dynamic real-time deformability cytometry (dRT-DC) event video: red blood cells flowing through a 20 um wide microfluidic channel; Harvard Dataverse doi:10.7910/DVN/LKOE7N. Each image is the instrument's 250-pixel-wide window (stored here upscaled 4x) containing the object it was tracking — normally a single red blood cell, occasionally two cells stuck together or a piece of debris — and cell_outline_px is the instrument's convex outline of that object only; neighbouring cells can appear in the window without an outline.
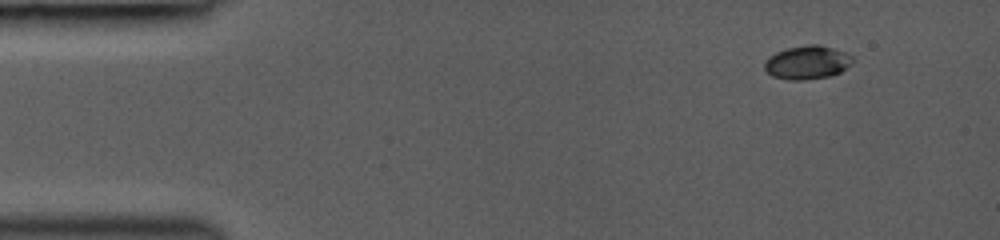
{"species": "common noctule bat (a hibernating species)", "species_latin": "Nyctalus noctula", "temperature_condition": "room temperature", "stored_images_in_passage": 11, "camera_frame_rate_fps": 3000, "um_per_image_px": 0.085, "animal": {"sex": "female", "body_mass_g": 19.0, "forearm_length_mm": 53.3}, "frame": {"image": 1, "passage_image": 2, "time_ms": 0.333, "image_size_px": [1000, 240], "cell_outline_px": [[852, 64], [840, 72], [828, 76], [804, 80], [788, 80], [772, 76], [764, 68], [764, 60], [768, 56], [776, 52], [788, 48], [808, 44], [820, 44], [848, 52], [852, 56]], "centroid_in_image_um": [68.61, 5.29], "position_along_channel_um": 16.4, "area_um2": 17.4}}
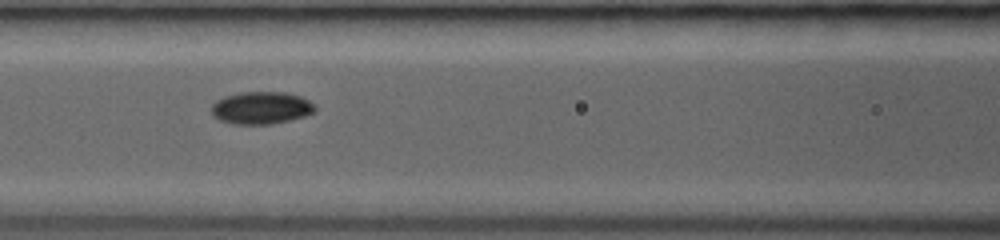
{"frame": {"image": 2, "passage_image": 7, "time_ms": 2.0, "image_size_px": [1000, 240], "cell_outline_px": [[316, 112], [304, 116], [272, 124], [232, 124], [220, 120], [212, 116], [212, 104], [216, 100], [224, 96], [240, 92], [284, 92], [300, 96], [308, 100], [316, 108]], "centroid_in_image_um": [22.18, 9.17], "position_along_channel_um": 144.4, "area_um2": 19.59}}
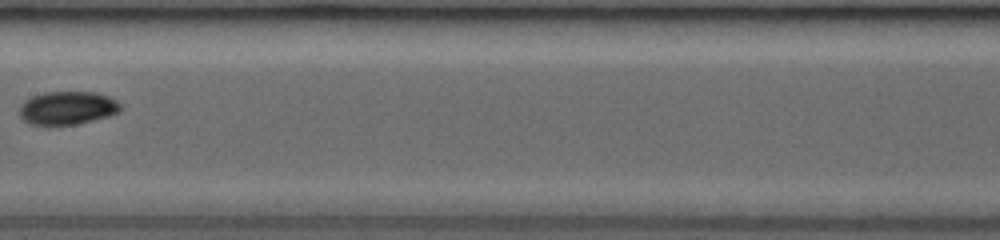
{"frame": {"image": 3, "passage_image": 9, "time_ms": 2.667, "image_size_px": [1000, 240], "cell_outline_px": [[120, 108], [116, 112], [108, 116], [76, 124], [48, 128], [28, 124], [20, 116], [20, 104], [24, 100], [32, 96], [44, 92], [96, 92], [108, 96], [116, 100], [120, 104]], "centroid_in_image_um": [5.65, 9.21], "position_along_channel_um": 201.8, "area_um2": 20.06}}